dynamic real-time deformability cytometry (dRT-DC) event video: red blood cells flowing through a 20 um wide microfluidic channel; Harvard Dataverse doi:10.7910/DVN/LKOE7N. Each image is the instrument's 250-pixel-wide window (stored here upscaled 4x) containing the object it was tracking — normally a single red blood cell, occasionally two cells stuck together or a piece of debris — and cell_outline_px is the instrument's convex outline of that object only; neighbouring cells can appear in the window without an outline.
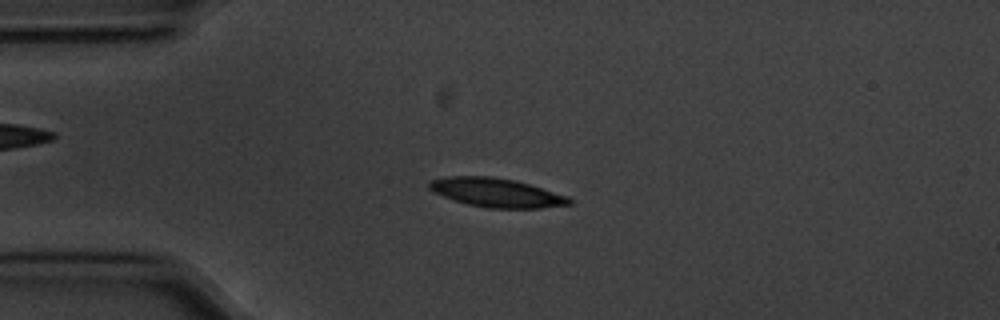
{"species": "common noctule bat (a hibernating species)", "species_latin": "Nyctalus noctula", "temperature_condition": "cold", "stored_images_in_passage": 56, "camera_frame_rate_fps": 3000, "um_per_image_px": 0.085, "animal": {"sex": "male", "body_mass_g": 20.1, "forearm_length_mm": 53.5}, "frame": {"image": 1, "passage_image": 13, "time_ms": 4.0, "image_size_px": [1000, 320], "cell_outline_px": [[572, 204], [540, 208], [488, 208], [468, 204], [444, 196], [428, 188], [428, 184], [432, 180], [448, 176], [492, 176], [512, 180], [528, 184], [568, 196], [572, 200]], "centroid_in_image_um": [42.22, 16.37], "position_along_channel_um": 42.8, "area_um2": 23.24}}
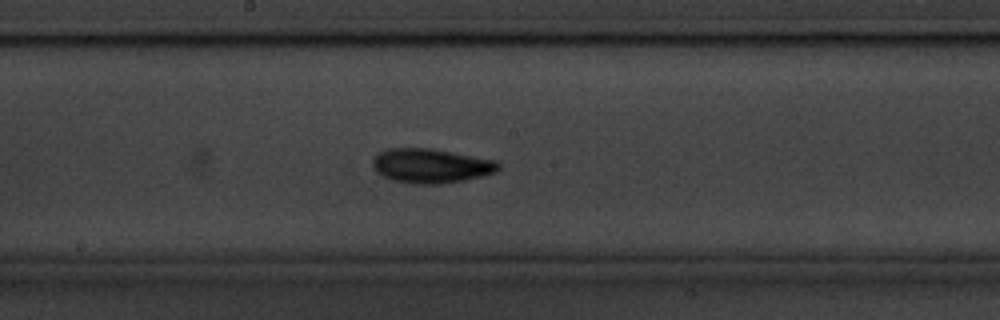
{"frame": {"image": 2, "passage_image": 29, "time_ms": 9.333, "image_size_px": [1000, 320], "cell_outline_px": [[500, 168], [496, 172], [484, 176], [464, 180], [440, 184], [412, 184], [392, 180], [376, 172], [372, 164], [372, 160], [380, 152], [388, 148], [428, 148], [496, 160], [500, 164]], "centroid_in_image_um": [36.64, 14.1], "position_along_channel_um": 211.6, "area_um2": 25.2}}
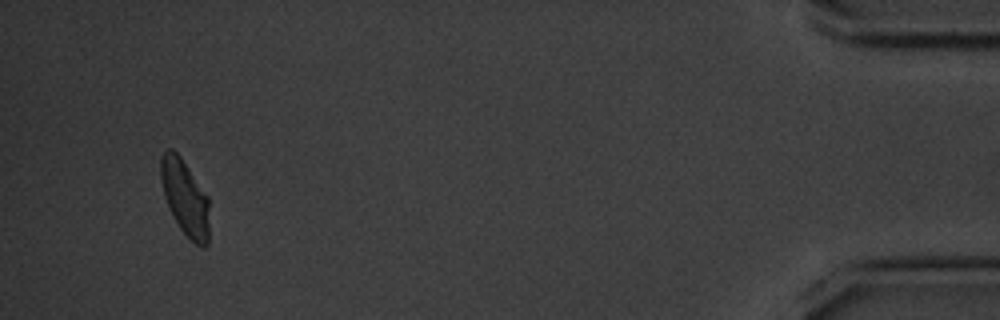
{"frame": {"image": 3, "passage_image": 53, "time_ms": 17.333, "image_size_px": [1000, 320], "cell_outline_px": [[208, 244], [204, 248], [196, 244], [180, 228], [164, 196], [160, 176], [160, 156], [168, 148], [172, 148], [180, 156], [208, 196]], "centroid_in_image_um": [15.72, 16.76], "position_along_channel_um": 419.5, "area_um2": 21.04}, "authors_computed_cell_mechanics": {"area_um2": 22.4264, "velocity_mm_per_s": 3.5388, "shape_relaxation_time_tau1_ms": 1.7597, "shape_relaxation_time_tau2_ms": 2.586, "deformation_change_tau1": 0.1272, "deformation_change_tau2": 0.0818}}